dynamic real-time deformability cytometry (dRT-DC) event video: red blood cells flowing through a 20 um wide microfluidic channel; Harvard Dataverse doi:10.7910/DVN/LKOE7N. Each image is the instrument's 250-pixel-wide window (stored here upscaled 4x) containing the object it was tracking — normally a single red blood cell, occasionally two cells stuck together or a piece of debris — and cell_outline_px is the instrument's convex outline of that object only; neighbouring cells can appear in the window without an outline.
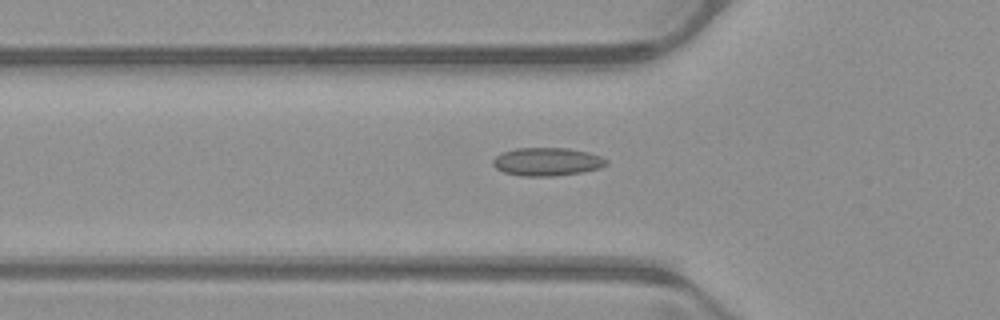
{"species": "common noctule bat (a hibernating species)", "species_latin": "Nyctalus noctula", "temperature_condition": "warm", "stored_images_in_passage": 52, "camera_frame_rate_fps": 3000, "um_per_image_px": 0.085, "animal": {"sex": "male", "body_mass_g": 23.1, "forearm_length_mm": 52.7}, "frame": {"image": 1, "passage_image": 18, "time_ms": 5.667, "image_size_px": [1000, 320], "cell_outline_px": [[608, 164], [600, 168], [584, 172], [552, 176], [520, 176], [504, 172], [496, 168], [492, 164], [492, 160], [500, 152], [516, 148], [568, 148], [588, 152], [600, 156], [608, 160]], "centroid_in_image_um": [46.49, 13.74], "position_along_channel_um": 79.3, "area_um2": 18.79}}
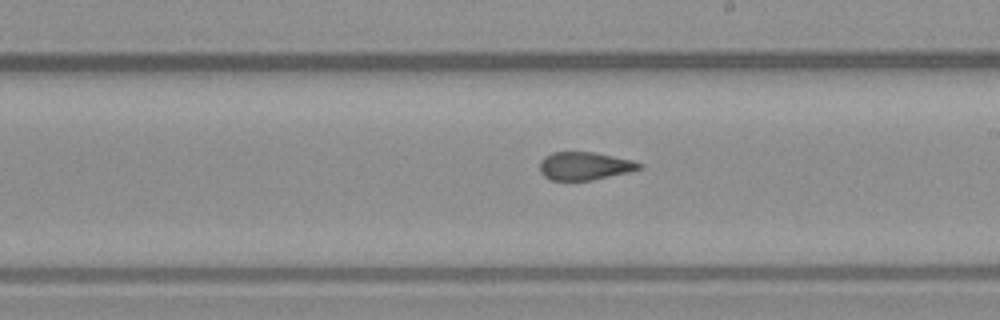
{"frame": {"image": 2, "passage_image": 30, "time_ms": 9.667, "image_size_px": [1000, 320], "cell_outline_px": [[644, 168], [628, 172], [592, 180], [552, 180], [544, 176], [540, 172], [540, 160], [544, 156], [552, 152], [592, 152], [632, 160], [644, 164]], "centroid_in_image_um": [49.69, 14.1], "position_along_channel_um": 239.3, "area_um2": 16.24}}
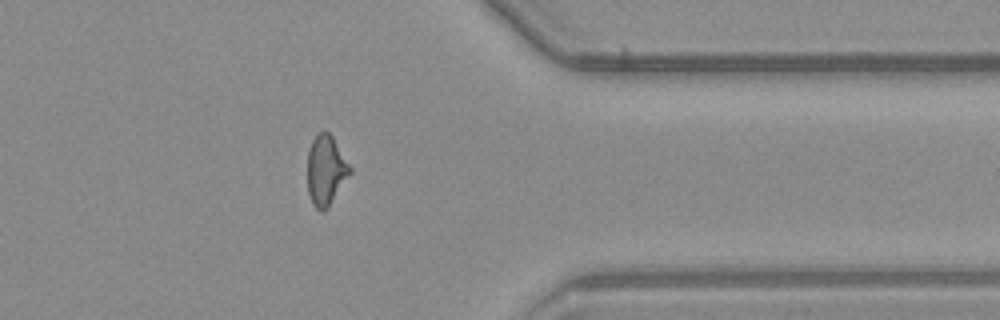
{"frame": {"image": 3, "passage_image": 42, "time_ms": 13.667, "image_size_px": [1000, 320], "cell_outline_px": [[352, 172], [328, 208], [324, 212], [320, 212], [312, 204], [308, 192], [308, 152], [312, 140], [320, 132], [328, 132], [332, 136], [352, 168]], "centroid_in_image_um": [27.71, 14.52], "position_along_channel_um": 383.7, "area_um2": 17.34}, "authors_computed_cell_mechanics": {"area_um2": 17.3978, "velocity_mm_per_s": 3.9863, "shape_relaxation_time_tau1_ms": null, "shape_relaxation_time_tau2_ms": 1.4829, "deformation_change_tau1": null, "deformation_change_tau2": 0.0807}}